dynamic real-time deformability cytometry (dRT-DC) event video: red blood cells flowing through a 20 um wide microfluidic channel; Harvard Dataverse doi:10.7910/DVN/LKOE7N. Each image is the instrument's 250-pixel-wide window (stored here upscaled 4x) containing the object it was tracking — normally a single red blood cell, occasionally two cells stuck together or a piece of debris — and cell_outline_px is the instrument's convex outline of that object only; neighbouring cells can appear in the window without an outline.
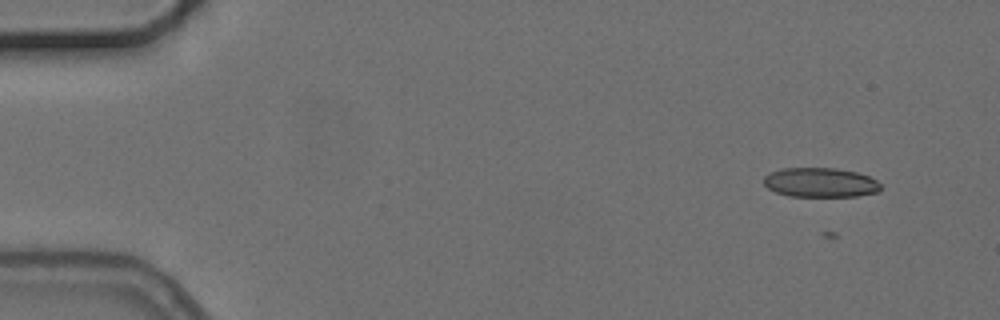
{"species": "common noctule bat (a hibernating species)", "species_latin": "Nyctalus noctula", "temperature_condition": "cold", "stored_images_in_passage": 4, "camera_frame_rate_fps": 3000, "um_per_image_px": 0.085, "animal": {"sex": "female", "body_mass_g": 24.6, "forearm_length_mm": 56.2}, "frame": {"image": 1, "passage_image": 2, "time_ms": 1.333, "image_size_px": [1000, 320], "cell_outline_px": [[880, 192], [856, 196], [788, 196], [776, 192], [768, 188], [764, 184], [764, 176], [772, 172], [784, 168], [836, 168], [856, 172], [868, 176], [876, 180], [880, 184]], "centroid_in_image_um": [69.74, 15.51], "position_along_channel_um": 15.3, "area_um2": 20.0}}